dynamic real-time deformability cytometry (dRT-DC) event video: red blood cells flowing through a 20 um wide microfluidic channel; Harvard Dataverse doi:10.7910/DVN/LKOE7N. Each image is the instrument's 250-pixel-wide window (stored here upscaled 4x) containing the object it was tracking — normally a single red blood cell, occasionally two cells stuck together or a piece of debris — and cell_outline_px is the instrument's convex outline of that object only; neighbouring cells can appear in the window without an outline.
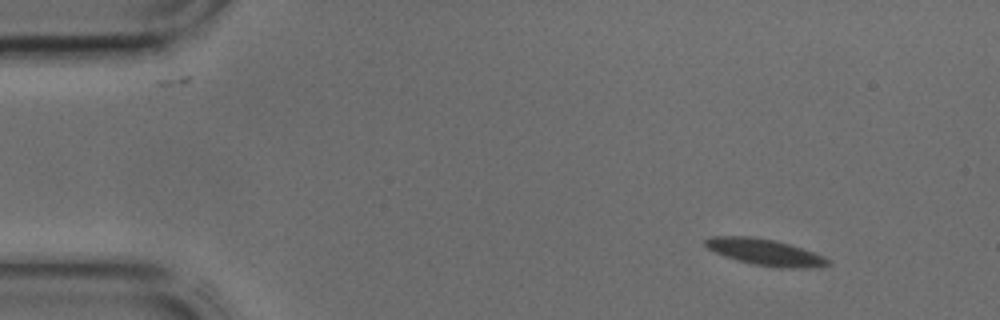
{"species": "common noctule bat (a hibernating species)", "species_latin": "Nyctalus noctula", "temperature_condition": "cold", "stored_images_in_passage": 40, "camera_frame_rate_fps": 3000, "um_per_image_px": 0.085, "animal": {"sex": "male", "body_mass_g": 17.9, "forearm_length_mm": 54.2}, "frame": {"image": 1, "passage_image": 1, "time_ms": 0.0, "image_size_px": [1000, 320], "cell_outline_px": [[832, 264], [820, 268], [780, 268], [752, 264], [724, 256], [708, 248], [704, 244], [704, 240], [712, 236], [748, 236], [776, 240], [824, 256], [832, 260]], "centroid_in_image_um": [65.09, 21.45], "position_along_channel_um": 19.9, "area_um2": 18.96}}
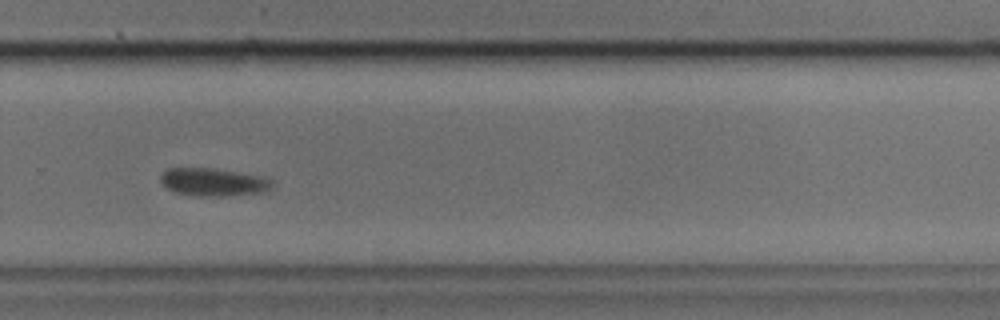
{"frame": {"image": 2, "passage_image": 26, "time_ms": 8.333, "image_size_px": [1000, 320], "cell_outline_px": [[276, 180], [268, 188], [260, 192], [228, 196], [196, 196], [176, 192], [168, 188], [160, 180], [160, 176], [168, 168], [216, 168], [264, 176]], "centroid_in_image_um": [18.16, 15.46], "position_along_channel_um": 311.6, "area_um2": 18.15}}
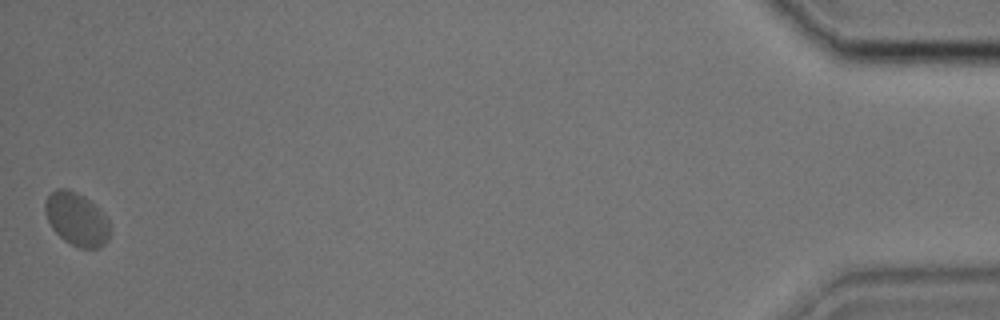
{"frame": {"image": 3, "passage_image": 40, "time_ms": 13.0, "image_size_px": [1000, 320], "cell_outline_px": [[112, 232], [108, 240], [100, 248], [80, 248], [64, 240], [52, 228], [48, 220], [44, 208], [44, 204], [48, 196], [56, 188], [68, 188], [84, 196], [100, 208], [108, 220], [112, 228]], "centroid_in_image_um": [6.56, 18.62], "position_along_channel_um": 428.6, "area_um2": 20.35}}